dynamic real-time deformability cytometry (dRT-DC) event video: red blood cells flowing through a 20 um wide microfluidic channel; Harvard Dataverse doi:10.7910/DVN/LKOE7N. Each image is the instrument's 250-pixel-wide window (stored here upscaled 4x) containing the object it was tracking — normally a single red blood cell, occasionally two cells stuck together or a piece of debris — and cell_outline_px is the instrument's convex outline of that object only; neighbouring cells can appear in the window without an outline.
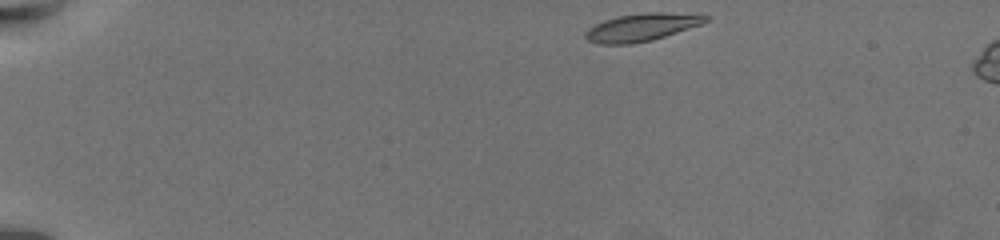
{"species": "common noctule bat (a hibernating species)", "species_latin": "Nyctalus noctula", "temperature_condition": "warm", "stored_images_in_passage": 52, "camera_frame_rate_fps": 3000, "um_per_image_px": 0.085, "animal": {"sex": "female", "body_mass_g": 19.5, "forearm_length_mm": 54.1}, "frame": {"image": 1, "passage_image": 1, "time_ms": 0.0, "image_size_px": [1000, 240], "cell_outline_px": [[712, 16], [708, 20], [700, 24], [652, 40], [632, 44], [600, 44], [588, 40], [584, 36], [584, 32], [588, 28], [604, 20], [620, 16], [648, 12], [664, 12]], "centroid_in_image_um": [54.5, 2.32], "position_along_channel_um": 30.5, "area_um2": 19.07}}
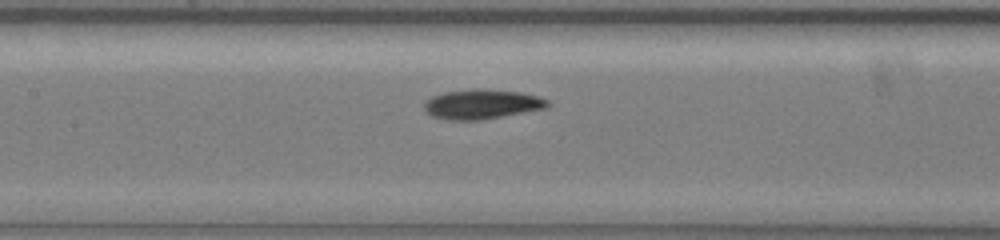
{"frame": {"image": 2, "passage_image": 22, "time_ms": 7.0, "image_size_px": [1000, 240], "cell_outline_px": [[548, 104], [544, 108], [500, 116], [476, 120], [448, 120], [432, 116], [424, 108], [424, 104], [432, 96], [444, 92], [472, 88], [484, 88], [520, 92], [536, 96], [548, 100]], "centroid_in_image_um": [40.91, 8.83], "position_along_channel_um": 166.5, "area_um2": 20.98}}
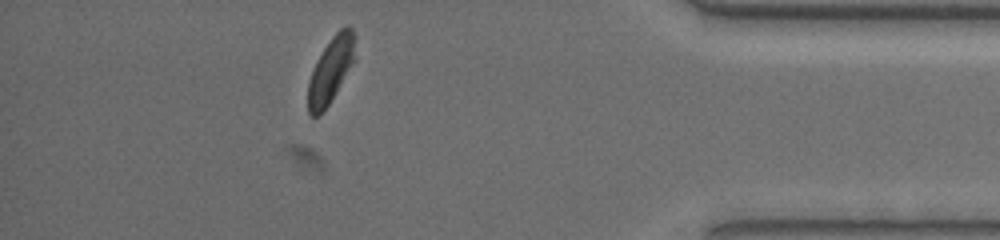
{"frame": {"image": 3, "passage_image": 46, "time_ms": 15.0, "image_size_px": [1000, 240], "cell_outline_px": [[356, 60], [328, 104], [320, 116], [312, 116], [308, 112], [308, 84], [312, 72], [324, 48], [332, 36], [340, 28], [348, 24], [352, 28], [356, 36]], "centroid_in_image_um": [28.17, 5.9], "position_along_channel_um": 407.0, "area_um2": 18.03}, "authors_computed_cell_mechanics": {"area_um2": 19.9121, "velocity_mm_per_s": 3.4074, "shape_relaxation_time_tau1_ms": 2.9907, "shape_relaxation_time_tau2_ms": 3.017, "deformation_change_tau1": 0.1472, "deformation_change_tau2": 0.0762}}